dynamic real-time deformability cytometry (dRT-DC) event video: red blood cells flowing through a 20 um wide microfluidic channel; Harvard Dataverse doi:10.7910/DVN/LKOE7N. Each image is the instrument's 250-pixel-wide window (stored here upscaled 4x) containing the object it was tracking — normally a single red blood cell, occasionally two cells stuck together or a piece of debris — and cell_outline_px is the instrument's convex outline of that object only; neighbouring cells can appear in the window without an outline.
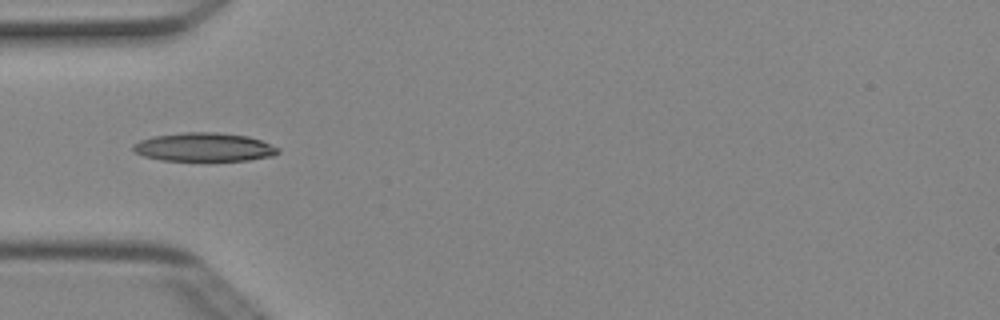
{"species": "Egyptian fruit bat (a non-hibernating species)", "species_latin": "Rousettus aegyptiacus", "temperature_condition": "cold", "stored_images_in_passage": 4, "camera_frame_rate_fps": 3000, "um_per_image_px": 0.085, "animal": {"sex": "female"}, "frame": {"image": 1, "passage_image": 4, "time_ms": 1.0, "image_size_px": [1000, 320], "cell_outline_px": [[280, 152], [272, 156], [248, 160], [160, 160], [144, 156], [136, 152], [132, 148], [132, 144], [140, 140], [152, 136], [184, 132], [216, 132], [248, 136], [260, 140], [280, 148]], "centroid_in_image_um": [17.34, 12.5], "position_along_channel_um": 67.7, "area_um2": 24.1}}